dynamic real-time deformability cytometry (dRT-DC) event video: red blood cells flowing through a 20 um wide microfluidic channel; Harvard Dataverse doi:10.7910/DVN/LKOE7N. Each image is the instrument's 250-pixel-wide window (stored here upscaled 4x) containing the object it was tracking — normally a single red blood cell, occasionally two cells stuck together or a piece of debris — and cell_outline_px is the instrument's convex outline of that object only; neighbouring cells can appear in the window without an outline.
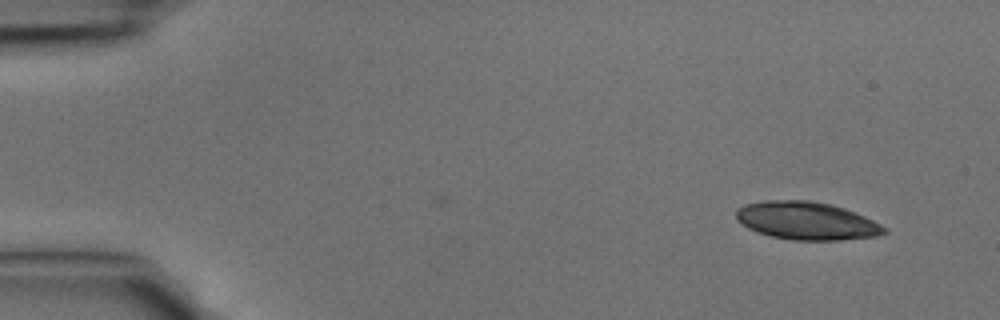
{"species": "common noctule bat (a hibernating species)", "species_latin": "Nyctalus noctula", "temperature_condition": "cold", "stored_images_in_passage": 13, "camera_frame_rate_fps": 3000, "um_per_image_px": 0.085, "animal": {"sex": "male", "body_mass_g": 15.6}, "frame": {"image": 1, "passage_image": 1, "time_ms": 0.0, "image_size_px": [1000, 320], "cell_outline_px": [[888, 232], [880, 236], [840, 240], [792, 240], [772, 236], [756, 232], [748, 228], [736, 220], [736, 212], [744, 204], [764, 200], [808, 200], [832, 204], [844, 208], [864, 216], [888, 228]], "centroid_in_image_um": [68.58, 18.77], "position_along_channel_um": 16.4, "area_um2": 32.89}}